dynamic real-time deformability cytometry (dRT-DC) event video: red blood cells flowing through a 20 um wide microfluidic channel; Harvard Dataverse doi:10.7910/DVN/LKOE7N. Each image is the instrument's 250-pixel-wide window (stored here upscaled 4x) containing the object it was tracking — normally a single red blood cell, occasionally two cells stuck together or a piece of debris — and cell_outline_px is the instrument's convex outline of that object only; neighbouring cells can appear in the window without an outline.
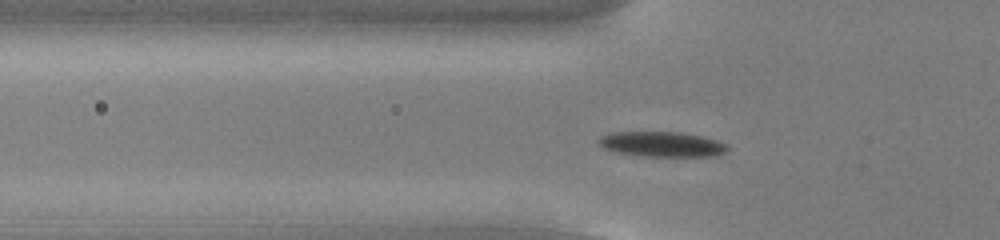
{"species": "common noctule bat (a hibernating species)", "species_latin": "Nyctalus noctula", "temperature_condition": "cold", "stored_images_in_passage": 46, "camera_frame_rate_fps": 3000, "um_per_image_px": 0.085, "animal": {"sex": "male", "body_mass_g": 13.0, "forearm_length_mm": 53.1}, "frame": {"image": 1, "passage_image": 15, "time_ms": 4.667, "image_size_px": [1000, 240], "cell_outline_px": [[728, 148], [724, 152], [716, 156], [644, 156], [616, 152], [604, 148], [596, 140], [600, 136], [612, 132], [684, 132], [704, 136], [728, 144]], "centroid_in_image_um": [56.27, 12.25], "position_along_channel_um": 69.5, "area_um2": 18.96}}
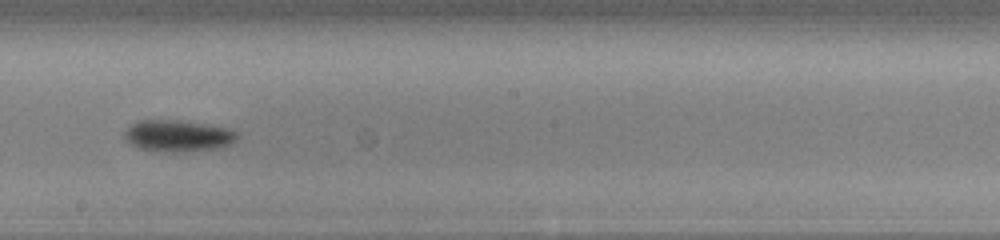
{"frame": {"image": 2, "passage_image": 28, "time_ms": 9.0, "image_size_px": [1000, 240], "cell_outline_px": [[240, 136], [232, 144], [220, 148], [184, 152], [152, 152], [136, 148], [124, 136], [124, 132], [132, 124], [140, 120], [188, 120], [228, 128], [240, 132]], "centroid_in_image_um": [15.19, 11.55], "position_along_channel_um": 233.0, "area_um2": 21.39}}
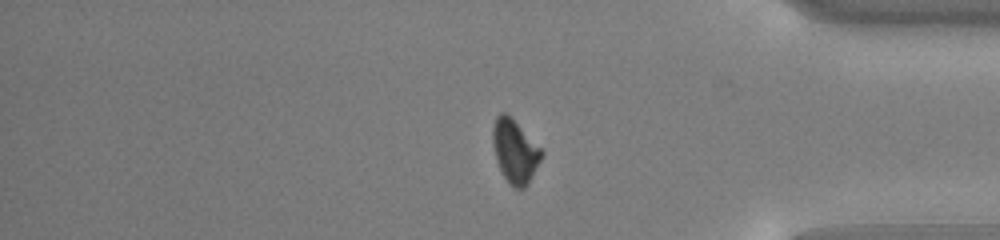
{"frame": {"image": 3, "passage_image": 42, "time_ms": 13.667, "image_size_px": [1000, 240], "cell_outline_px": [[544, 152], [528, 184], [524, 188], [516, 188], [508, 184], [496, 160], [492, 144], [492, 128], [496, 116], [500, 112], [504, 112]], "centroid_in_image_um": [43.73, 12.89], "position_along_channel_um": 391.5, "area_um2": 17.51}, "authors_computed_cell_mechanics": {"area_um2": 18.9006, "velocity_mm_per_s": 3.7995, "shape_relaxation_time_tau1_ms": 2.3532, "shape_relaxation_time_tau2_ms": null, "deformation_change_tau1": 0.1165, "deformation_change_tau2": null}}